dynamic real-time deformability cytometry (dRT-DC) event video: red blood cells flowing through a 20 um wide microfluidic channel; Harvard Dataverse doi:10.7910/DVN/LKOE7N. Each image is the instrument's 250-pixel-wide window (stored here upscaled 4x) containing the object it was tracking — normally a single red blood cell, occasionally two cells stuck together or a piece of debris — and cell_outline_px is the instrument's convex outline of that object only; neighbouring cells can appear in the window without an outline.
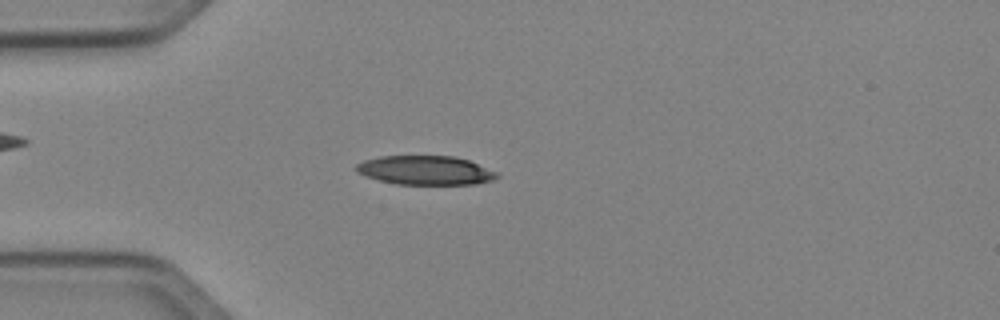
{"species": "Egyptian fruit bat (a non-hibernating species)", "species_latin": "Rousettus aegyptiacus", "temperature_condition": "cold", "stored_images_in_passage": 49, "camera_frame_rate_fps": 3000, "um_per_image_px": 0.085, "animal": {"sex": "female"}, "frame": {"image": 1, "passage_image": 13, "time_ms": 4.0, "image_size_px": [1000, 320], "cell_outline_px": [[500, 176], [492, 180], [476, 184], [396, 184], [364, 176], [356, 172], [352, 168], [356, 164], [364, 160], [380, 156], [456, 156], [468, 160], [500, 172]], "centroid_in_image_um": [36.16, 14.47], "position_along_channel_um": 48.8, "area_um2": 24.1}}
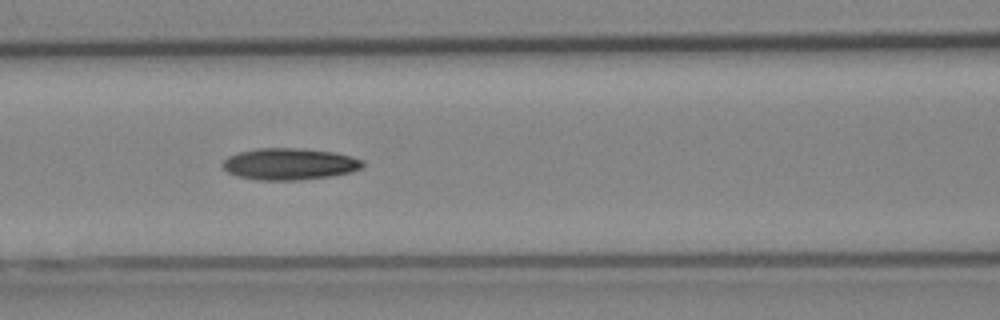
{"frame": {"image": 2, "passage_image": 21, "time_ms": 6.667, "image_size_px": [1000, 320], "cell_outline_px": [[364, 164], [360, 168], [352, 172], [332, 176], [300, 180], [260, 180], [240, 176], [228, 172], [220, 164], [228, 156], [236, 152], [256, 148], [300, 148], [332, 152], [352, 156], [364, 160]], "centroid_in_image_um": [24.61, 13.93], "position_along_channel_um": 142.0, "area_um2": 25.95}}
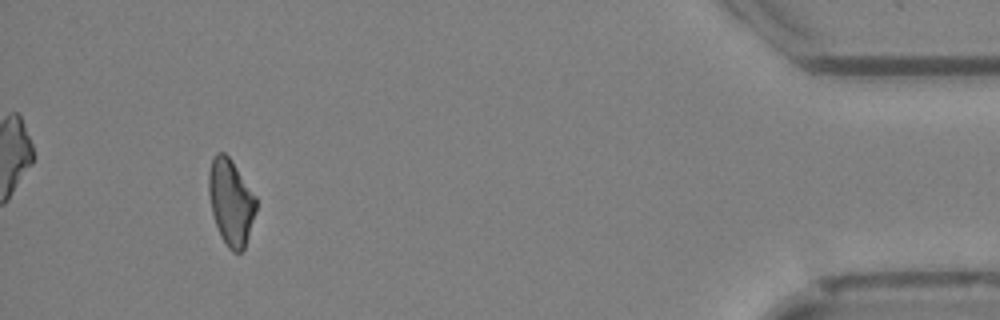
{"frame": {"image": 3, "passage_image": 46, "time_ms": 15.0, "image_size_px": [1000, 320], "cell_outline_px": [[256, 212], [244, 248], [240, 252], [232, 252], [228, 248], [220, 236], [212, 212], [208, 192], [208, 172], [212, 160], [216, 152], [224, 152], [232, 160], [256, 196]], "centroid_in_image_um": [19.62, 17.16], "position_along_channel_um": 415.6, "area_um2": 23.76}, "authors_computed_cell_mechanics": {"area_um2": 24.3916, "velocity_mm_per_s": 4.0668, "shape_relaxation_time_tau1_ms": 4.8924, "shape_relaxation_time_tau2_ms": null, "deformation_change_tau1": 0.1356, "deformation_change_tau2": null}}